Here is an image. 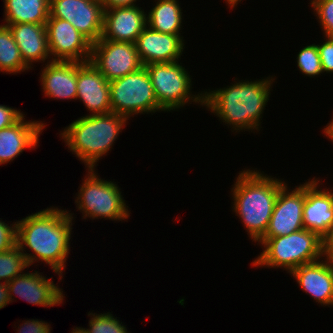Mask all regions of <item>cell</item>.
Wrapping results in <instances>:
<instances>
[{"instance_id": "cell-1", "label": "cell", "mask_w": 333, "mask_h": 333, "mask_svg": "<svg viewBox=\"0 0 333 333\" xmlns=\"http://www.w3.org/2000/svg\"><path fill=\"white\" fill-rule=\"evenodd\" d=\"M27 215L20 221L16 220V244L24 254L29 268L35 262L44 263L59 276V283L67 268L66 261L71 250L70 239L73 237L76 217L71 210L53 205Z\"/></svg>"}, {"instance_id": "cell-2", "label": "cell", "mask_w": 333, "mask_h": 333, "mask_svg": "<svg viewBox=\"0 0 333 333\" xmlns=\"http://www.w3.org/2000/svg\"><path fill=\"white\" fill-rule=\"evenodd\" d=\"M274 75L256 80H239L237 77L230 85L222 88L203 90V107L217 116L224 125L230 126L231 132H259L261 120L267 102L270 100L272 87L277 80ZM238 79V80H237Z\"/></svg>"}, {"instance_id": "cell-3", "label": "cell", "mask_w": 333, "mask_h": 333, "mask_svg": "<svg viewBox=\"0 0 333 333\" xmlns=\"http://www.w3.org/2000/svg\"><path fill=\"white\" fill-rule=\"evenodd\" d=\"M286 183L257 168H244L236 175L230 188L231 209L255 244L265 235L278 192Z\"/></svg>"}, {"instance_id": "cell-4", "label": "cell", "mask_w": 333, "mask_h": 333, "mask_svg": "<svg viewBox=\"0 0 333 333\" xmlns=\"http://www.w3.org/2000/svg\"><path fill=\"white\" fill-rule=\"evenodd\" d=\"M128 118L115 112L84 115L71 122L59 133L74 157L87 169H96L99 160L111 149L119 134L126 127Z\"/></svg>"}, {"instance_id": "cell-5", "label": "cell", "mask_w": 333, "mask_h": 333, "mask_svg": "<svg viewBox=\"0 0 333 333\" xmlns=\"http://www.w3.org/2000/svg\"><path fill=\"white\" fill-rule=\"evenodd\" d=\"M259 246L262 252L252 261V267L280 268L289 274L297 267L318 261L326 255L325 240L307 229L267 237Z\"/></svg>"}, {"instance_id": "cell-6", "label": "cell", "mask_w": 333, "mask_h": 333, "mask_svg": "<svg viewBox=\"0 0 333 333\" xmlns=\"http://www.w3.org/2000/svg\"><path fill=\"white\" fill-rule=\"evenodd\" d=\"M86 175L79 184V190L75 194L77 211L82 213L81 219H102L122 223L128 222L131 210L126 205L118 183L100 178L96 169H86Z\"/></svg>"}, {"instance_id": "cell-7", "label": "cell", "mask_w": 333, "mask_h": 333, "mask_svg": "<svg viewBox=\"0 0 333 333\" xmlns=\"http://www.w3.org/2000/svg\"><path fill=\"white\" fill-rule=\"evenodd\" d=\"M179 62L151 63L145 66L159 106L165 112L186 109V105L192 103L204 109L203 91H192L193 78L183 63Z\"/></svg>"}, {"instance_id": "cell-8", "label": "cell", "mask_w": 333, "mask_h": 333, "mask_svg": "<svg viewBox=\"0 0 333 333\" xmlns=\"http://www.w3.org/2000/svg\"><path fill=\"white\" fill-rule=\"evenodd\" d=\"M111 111L131 120L136 115L165 112L158 104L146 67L109 82ZM135 115V116H134Z\"/></svg>"}, {"instance_id": "cell-9", "label": "cell", "mask_w": 333, "mask_h": 333, "mask_svg": "<svg viewBox=\"0 0 333 333\" xmlns=\"http://www.w3.org/2000/svg\"><path fill=\"white\" fill-rule=\"evenodd\" d=\"M90 61L109 82L144 67L135 43L103 38L92 44Z\"/></svg>"}, {"instance_id": "cell-10", "label": "cell", "mask_w": 333, "mask_h": 333, "mask_svg": "<svg viewBox=\"0 0 333 333\" xmlns=\"http://www.w3.org/2000/svg\"><path fill=\"white\" fill-rule=\"evenodd\" d=\"M288 184L287 182L279 190L268 229L256 243L257 245H260L267 237L289 235L304 229L305 183H300L292 189Z\"/></svg>"}, {"instance_id": "cell-11", "label": "cell", "mask_w": 333, "mask_h": 333, "mask_svg": "<svg viewBox=\"0 0 333 333\" xmlns=\"http://www.w3.org/2000/svg\"><path fill=\"white\" fill-rule=\"evenodd\" d=\"M45 26L52 61H90L92 43L70 22L49 15Z\"/></svg>"}, {"instance_id": "cell-12", "label": "cell", "mask_w": 333, "mask_h": 333, "mask_svg": "<svg viewBox=\"0 0 333 333\" xmlns=\"http://www.w3.org/2000/svg\"><path fill=\"white\" fill-rule=\"evenodd\" d=\"M103 13L100 0H50V15L70 22L92 44L102 36Z\"/></svg>"}, {"instance_id": "cell-13", "label": "cell", "mask_w": 333, "mask_h": 333, "mask_svg": "<svg viewBox=\"0 0 333 333\" xmlns=\"http://www.w3.org/2000/svg\"><path fill=\"white\" fill-rule=\"evenodd\" d=\"M307 180L303 207L304 229L317 233L326 241L333 230V188H325L323 181L316 176Z\"/></svg>"}, {"instance_id": "cell-14", "label": "cell", "mask_w": 333, "mask_h": 333, "mask_svg": "<svg viewBox=\"0 0 333 333\" xmlns=\"http://www.w3.org/2000/svg\"><path fill=\"white\" fill-rule=\"evenodd\" d=\"M24 271L7 283L9 300L12 303L17 296L27 303L41 307L59 306L64 303L65 294L53 278L43 272ZM17 295V296H16Z\"/></svg>"}, {"instance_id": "cell-15", "label": "cell", "mask_w": 333, "mask_h": 333, "mask_svg": "<svg viewBox=\"0 0 333 333\" xmlns=\"http://www.w3.org/2000/svg\"><path fill=\"white\" fill-rule=\"evenodd\" d=\"M324 259V260H323ZM298 287L322 307H333V263L332 256L301 265L290 274Z\"/></svg>"}, {"instance_id": "cell-16", "label": "cell", "mask_w": 333, "mask_h": 333, "mask_svg": "<svg viewBox=\"0 0 333 333\" xmlns=\"http://www.w3.org/2000/svg\"><path fill=\"white\" fill-rule=\"evenodd\" d=\"M90 115L110 113V84L91 61L77 62V97Z\"/></svg>"}, {"instance_id": "cell-17", "label": "cell", "mask_w": 333, "mask_h": 333, "mask_svg": "<svg viewBox=\"0 0 333 333\" xmlns=\"http://www.w3.org/2000/svg\"><path fill=\"white\" fill-rule=\"evenodd\" d=\"M139 5L104 9L101 38L135 43L147 26V11Z\"/></svg>"}, {"instance_id": "cell-18", "label": "cell", "mask_w": 333, "mask_h": 333, "mask_svg": "<svg viewBox=\"0 0 333 333\" xmlns=\"http://www.w3.org/2000/svg\"><path fill=\"white\" fill-rule=\"evenodd\" d=\"M25 118L23 115L12 126L0 130V165L14 161L25 149L35 150L40 146L39 137L47 124Z\"/></svg>"}, {"instance_id": "cell-19", "label": "cell", "mask_w": 333, "mask_h": 333, "mask_svg": "<svg viewBox=\"0 0 333 333\" xmlns=\"http://www.w3.org/2000/svg\"><path fill=\"white\" fill-rule=\"evenodd\" d=\"M184 41L179 35L165 34L146 26L135 42L136 50L144 66L151 63L181 61L185 51Z\"/></svg>"}, {"instance_id": "cell-20", "label": "cell", "mask_w": 333, "mask_h": 333, "mask_svg": "<svg viewBox=\"0 0 333 333\" xmlns=\"http://www.w3.org/2000/svg\"><path fill=\"white\" fill-rule=\"evenodd\" d=\"M39 74L45 97L54 100H76L77 62L50 61L43 65Z\"/></svg>"}, {"instance_id": "cell-21", "label": "cell", "mask_w": 333, "mask_h": 333, "mask_svg": "<svg viewBox=\"0 0 333 333\" xmlns=\"http://www.w3.org/2000/svg\"><path fill=\"white\" fill-rule=\"evenodd\" d=\"M9 27L19 47L24 63L32 69L34 63H48L51 55L48 48L45 24L17 23L3 24Z\"/></svg>"}, {"instance_id": "cell-22", "label": "cell", "mask_w": 333, "mask_h": 333, "mask_svg": "<svg viewBox=\"0 0 333 333\" xmlns=\"http://www.w3.org/2000/svg\"><path fill=\"white\" fill-rule=\"evenodd\" d=\"M153 6L147 10V26L154 31L181 35L184 22V14L179 0H153ZM183 14V15H182Z\"/></svg>"}, {"instance_id": "cell-23", "label": "cell", "mask_w": 333, "mask_h": 333, "mask_svg": "<svg viewBox=\"0 0 333 333\" xmlns=\"http://www.w3.org/2000/svg\"><path fill=\"white\" fill-rule=\"evenodd\" d=\"M2 24H46L50 15V0H3Z\"/></svg>"}, {"instance_id": "cell-24", "label": "cell", "mask_w": 333, "mask_h": 333, "mask_svg": "<svg viewBox=\"0 0 333 333\" xmlns=\"http://www.w3.org/2000/svg\"><path fill=\"white\" fill-rule=\"evenodd\" d=\"M31 70L23 61L8 26L0 24V73L21 74Z\"/></svg>"}, {"instance_id": "cell-25", "label": "cell", "mask_w": 333, "mask_h": 333, "mask_svg": "<svg viewBox=\"0 0 333 333\" xmlns=\"http://www.w3.org/2000/svg\"><path fill=\"white\" fill-rule=\"evenodd\" d=\"M25 269L28 270L29 266L17 244L0 253V282L8 283Z\"/></svg>"}, {"instance_id": "cell-26", "label": "cell", "mask_w": 333, "mask_h": 333, "mask_svg": "<svg viewBox=\"0 0 333 333\" xmlns=\"http://www.w3.org/2000/svg\"><path fill=\"white\" fill-rule=\"evenodd\" d=\"M88 316L90 317L89 328L80 327L84 333H130L124 325L125 323L120 322L112 312L98 314L89 311Z\"/></svg>"}, {"instance_id": "cell-27", "label": "cell", "mask_w": 333, "mask_h": 333, "mask_svg": "<svg viewBox=\"0 0 333 333\" xmlns=\"http://www.w3.org/2000/svg\"><path fill=\"white\" fill-rule=\"evenodd\" d=\"M297 67L302 75L310 78L323 74L317 44L304 46L296 56Z\"/></svg>"}, {"instance_id": "cell-28", "label": "cell", "mask_w": 333, "mask_h": 333, "mask_svg": "<svg viewBox=\"0 0 333 333\" xmlns=\"http://www.w3.org/2000/svg\"><path fill=\"white\" fill-rule=\"evenodd\" d=\"M308 4L324 36L333 37V0H311Z\"/></svg>"}, {"instance_id": "cell-29", "label": "cell", "mask_w": 333, "mask_h": 333, "mask_svg": "<svg viewBox=\"0 0 333 333\" xmlns=\"http://www.w3.org/2000/svg\"><path fill=\"white\" fill-rule=\"evenodd\" d=\"M324 42L317 44L322 71L325 74H333V37L322 36Z\"/></svg>"}, {"instance_id": "cell-30", "label": "cell", "mask_w": 333, "mask_h": 333, "mask_svg": "<svg viewBox=\"0 0 333 333\" xmlns=\"http://www.w3.org/2000/svg\"><path fill=\"white\" fill-rule=\"evenodd\" d=\"M7 223L0 218V253L16 245L17 222Z\"/></svg>"}, {"instance_id": "cell-31", "label": "cell", "mask_w": 333, "mask_h": 333, "mask_svg": "<svg viewBox=\"0 0 333 333\" xmlns=\"http://www.w3.org/2000/svg\"><path fill=\"white\" fill-rule=\"evenodd\" d=\"M17 326V333H51L52 330L50 323L40 319H27Z\"/></svg>"}, {"instance_id": "cell-32", "label": "cell", "mask_w": 333, "mask_h": 333, "mask_svg": "<svg viewBox=\"0 0 333 333\" xmlns=\"http://www.w3.org/2000/svg\"><path fill=\"white\" fill-rule=\"evenodd\" d=\"M24 114L21 110H17L16 107H9L7 105L0 104V130L12 126L16 123Z\"/></svg>"}, {"instance_id": "cell-33", "label": "cell", "mask_w": 333, "mask_h": 333, "mask_svg": "<svg viewBox=\"0 0 333 333\" xmlns=\"http://www.w3.org/2000/svg\"><path fill=\"white\" fill-rule=\"evenodd\" d=\"M137 1L140 2V0H100L104 9L139 5Z\"/></svg>"}, {"instance_id": "cell-34", "label": "cell", "mask_w": 333, "mask_h": 333, "mask_svg": "<svg viewBox=\"0 0 333 333\" xmlns=\"http://www.w3.org/2000/svg\"><path fill=\"white\" fill-rule=\"evenodd\" d=\"M8 304H10L8 285L0 282V309L5 308Z\"/></svg>"}, {"instance_id": "cell-35", "label": "cell", "mask_w": 333, "mask_h": 333, "mask_svg": "<svg viewBox=\"0 0 333 333\" xmlns=\"http://www.w3.org/2000/svg\"><path fill=\"white\" fill-rule=\"evenodd\" d=\"M331 118V121L324 126L322 133L324 134L323 137H327V139L333 143V116Z\"/></svg>"}, {"instance_id": "cell-36", "label": "cell", "mask_w": 333, "mask_h": 333, "mask_svg": "<svg viewBox=\"0 0 333 333\" xmlns=\"http://www.w3.org/2000/svg\"><path fill=\"white\" fill-rule=\"evenodd\" d=\"M326 255L333 256V230L329 238L325 241Z\"/></svg>"}, {"instance_id": "cell-37", "label": "cell", "mask_w": 333, "mask_h": 333, "mask_svg": "<svg viewBox=\"0 0 333 333\" xmlns=\"http://www.w3.org/2000/svg\"><path fill=\"white\" fill-rule=\"evenodd\" d=\"M225 3L227 4L226 6L230 8V10L235 9V7H238L237 5L241 3L243 0H224Z\"/></svg>"}, {"instance_id": "cell-38", "label": "cell", "mask_w": 333, "mask_h": 333, "mask_svg": "<svg viewBox=\"0 0 333 333\" xmlns=\"http://www.w3.org/2000/svg\"><path fill=\"white\" fill-rule=\"evenodd\" d=\"M70 333H84L79 327H73L72 331Z\"/></svg>"}]
</instances>
